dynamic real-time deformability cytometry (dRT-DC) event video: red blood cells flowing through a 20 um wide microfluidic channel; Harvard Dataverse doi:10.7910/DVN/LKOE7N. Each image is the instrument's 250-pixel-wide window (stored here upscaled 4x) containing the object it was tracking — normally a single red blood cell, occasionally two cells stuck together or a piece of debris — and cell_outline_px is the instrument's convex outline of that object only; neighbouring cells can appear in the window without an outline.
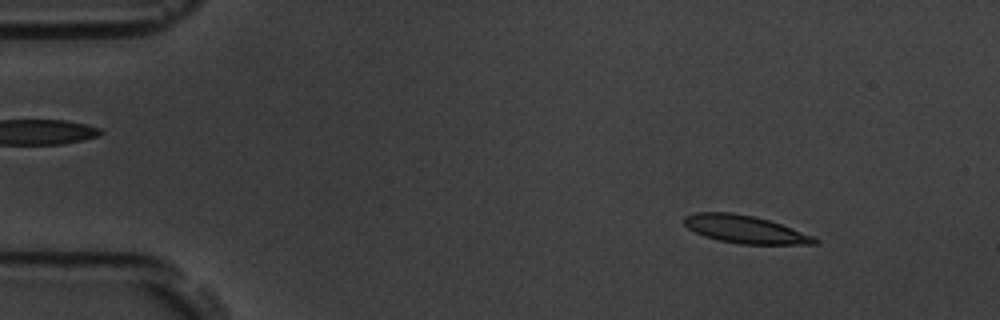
{"species": "common noctule bat (a hibernating species)", "species_latin": "Nyctalus noctula", "temperature_condition": "room temperature", "stored_images_in_passage": 55, "camera_frame_rate_fps": 3000, "um_per_image_px": 0.085, "animal": {"sex": "male", "body_mass_g": 19.5, "forearm_length_mm": 54.6}, "frame": {"image": 1, "passage_image": 6, "time_ms": 1.667, "image_size_px": [1000, 320], "cell_outline_px": [[820, 244], [740, 244], [720, 240], [704, 236], [688, 228], [684, 224], [684, 216], [696, 212], [732, 212], [752, 216], [768, 220], [780, 224], [812, 236], [820, 240]], "centroid_in_image_um": [63.31, 19.49], "position_along_channel_um": 21.7, "area_um2": 20.87}}
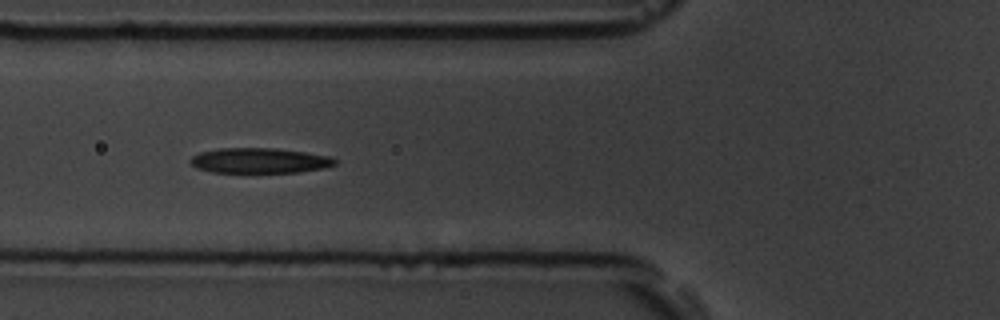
{"frame": {"image": 2, "passage_image": 20, "time_ms": 6.333, "image_size_px": [1000, 320], "cell_outline_px": [[336, 164], [324, 168], [300, 172], [212, 172], [196, 168], [188, 160], [192, 156], [200, 152], [220, 148], [276, 148], [332, 156], [336, 160]], "centroid_in_image_um": [22.06, 13.64], "position_along_channel_um": 103.7, "area_um2": 21.27}}
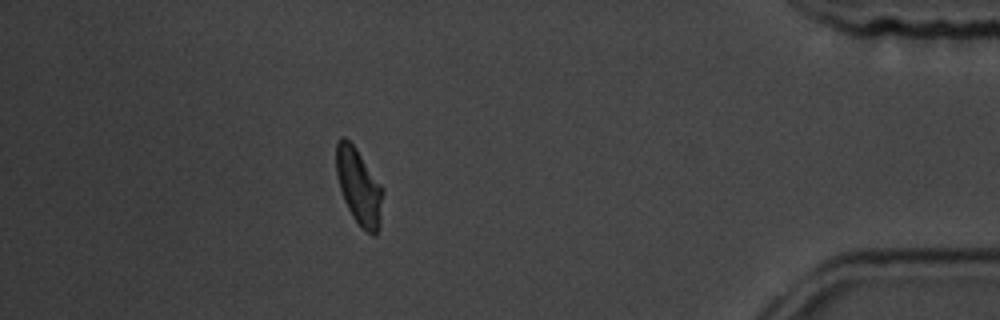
{"frame": {"image": 3, "passage_image": 49, "time_ms": 16.0, "image_size_px": [1000, 320], "cell_outline_px": [[384, 192], [380, 224], [376, 236], [372, 236], [360, 228], [352, 216], [344, 200], [336, 176], [336, 144], [340, 136], [344, 136], [356, 148], [384, 188]], "centroid_in_image_um": [30.52, 15.89], "position_along_channel_um": 404.7, "area_um2": 21.04}, "authors_computed_cell_mechanics": {"area_um2": 21.5016, "velocity_mm_per_s": 3.6041, "shape_relaxation_time_tau1_ms": 4.8333, "shape_relaxation_time_tau2_ms": 3.0097, "deformation_change_tau1": 0.1526, "deformation_change_tau2": 0.1021}}